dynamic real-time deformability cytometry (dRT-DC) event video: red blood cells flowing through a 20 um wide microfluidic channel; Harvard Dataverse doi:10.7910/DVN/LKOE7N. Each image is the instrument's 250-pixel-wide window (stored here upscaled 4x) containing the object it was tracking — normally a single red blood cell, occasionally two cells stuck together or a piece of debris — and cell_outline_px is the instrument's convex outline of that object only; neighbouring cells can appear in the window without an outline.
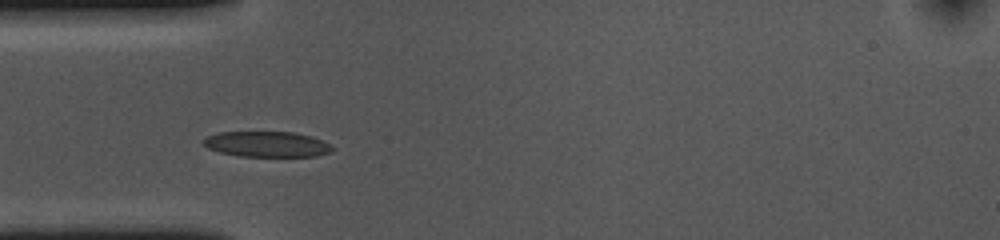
{"species": "common noctule bat (a hibernating species)", "species_latin": "Nyctalus noctula", "temperature_condition": "cold", "stored_images_in_passage": 13, "camera_frame_rate_fps": 3000, "um_per_image_px": 0.085, "animal": {"sex": "female", "body_mass_g": 10.0, "forearm_length_mm": 53.1}, "frame": {"image": 1, "passage_image": 8, "time_ms": 2.333, "image_size_px": [1000, 240], "cell_outline_px": [[332, 152], [316, 156], [240, 156], [220, 152], [208, 148], [204, 144], [204, 140], [208, 136], [220, 132], [292, 132], [312, 136], [332, 144]], "centroid_in_image_um": [22.74, 12.25], "position_along_channel_um": 62.3, "area_um2": 19.07}}
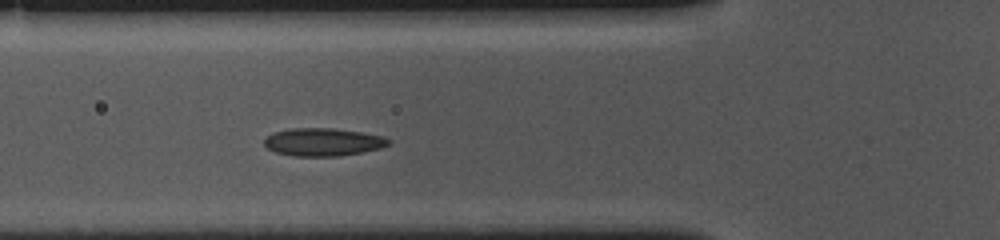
{"frame": {"image": 2, "passage_image": 11, "time_ms": 3.333, "image_size_px": [1000, 240], "cell_outline_px": [[392, 140], [388, 144], [380, 148], [340, 156], [292, 156], [276, 152], [268, 148], [264, 144], [264, 140], [272, 132], [288, 128], [332, 128], [364, 132], [384, 136]], "centroid_in_image_um": [27.45, 12.06], "position_along_channel_um": 98.3, "area_um2": 20.29}}